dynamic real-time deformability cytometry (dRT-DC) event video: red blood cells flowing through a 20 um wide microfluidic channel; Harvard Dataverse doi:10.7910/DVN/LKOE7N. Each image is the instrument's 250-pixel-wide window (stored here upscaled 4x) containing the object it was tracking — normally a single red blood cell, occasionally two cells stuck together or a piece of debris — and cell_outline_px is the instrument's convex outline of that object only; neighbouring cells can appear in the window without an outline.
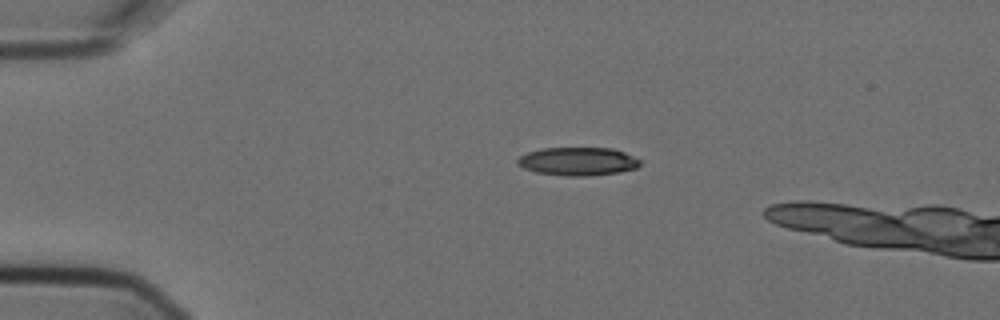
{"species": "Egyptian fruit bat (a non-hibernating species)", "species_latin": "Rousettus aegyptiacus", "temperature_condition": "cold", "stored_images_in_passage": 3, "camera_frame_rate_fps": 3000, "um_per_image_px": 0.085, "animal": {"sex": "female"}, "frame": {"image": 1, "passage_image": 1, "time_ms": 0.0, "image_size_px": [1000, 320], "cell_outline_px": [[640, 164], [636, 168], [620, 172], [588, 176], [568, 176], [536, 172], [524, 168], [516, 164], [516, 160], [520, 156], [528, 152], [540, 148], [612, 148], [624, 152], [640, 160]], "centroid_in_image_um": [49.1, 13.72], "position_along_channel_um": 35.9, "area_um2": 20.17}}